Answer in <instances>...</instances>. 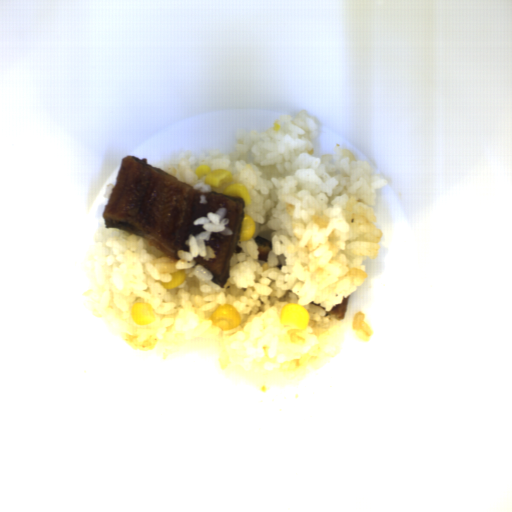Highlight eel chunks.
<instances>
[{
  "label": "eel chunks",
  "instance_id": "obj_1",
  "mask_svg": "<svg viewBox=\"0 0 512 512\" xmlns=\"http://www.w3.org/2000/svg\"><path fill=\"white\" fill-rule=\"evenodd\" d=\"M207 196L208 203L200 204V195ZM225 208L223 218L228 219L231 235L213 232L204 241L216 257L207 260L201 255L194 257L213 274V281L225 288L230 278L232 253L241 252L237 244L245 215V202L241 197H228L224 193L200 192L186 182L148 164L147 159L134 155L122 159L115 186L107 200L102 218L107 228L125 229L157 248L162 253L180 260L178 251H188L189 235L205 232L194 220L209 212Z\"/></svg>",
  "mask_w": 512,
  "mask_h": 512
},
{
  "label": "eel chunks",
  "instance_id": "obj_3",
  "mask_svg": "<svg viewBox=\"0 0 512 512\" xmlns=\"http://www.w3.org/2000/svg\"><path fill=\"white\" fill-rule=\"evenodd\" d=\"M349 299H350V295L343 298L341 304L334 306L330 311H327L326 313L328 315H333L335 317V319H338L340 321L344 320L346 311H347V307H348V303H349Z\"/></svg>",
  "mask_w": 512,
  "mask_h": 512
},
{
  "label": "eel chunks",
  "instance_id": "obj_2",
  "mask_svg": "<svg viewBox=\"0 0 512 512\" xmlns=\"http://www.w3.org/2000/svg\"><path fill=\"white\" fill-rule=\"evenodd\" d=\"M254 240L259 250L258 260L267 262L269 252L273 249L271 241L259 235L255 237Z\"/></svg>",
  "mask_w": 512,
  "mask_h": 512
}]
</instances>
